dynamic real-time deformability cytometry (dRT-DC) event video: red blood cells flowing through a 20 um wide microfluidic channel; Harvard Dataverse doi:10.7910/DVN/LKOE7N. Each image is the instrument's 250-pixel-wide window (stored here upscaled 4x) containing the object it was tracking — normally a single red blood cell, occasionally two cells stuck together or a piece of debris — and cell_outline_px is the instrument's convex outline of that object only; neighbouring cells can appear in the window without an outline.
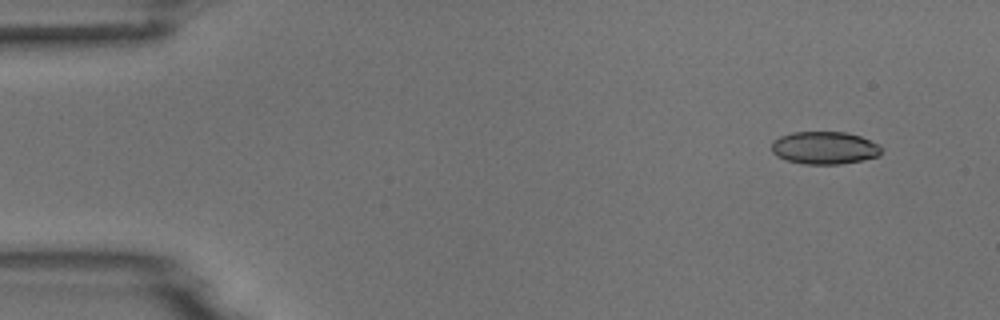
{"species": "common noctule bat (a hibernating species)", "species_latin": "Nyctalus noctula", "temperature_condition": "room temperature", "stored_images_in_passage": 6, "camera_frame_rate_fps": 3000, "um_per_image_px": 0.085, "animal": {"sex": "male", "body_mass_g": 18.8}, "frame": {"image": 1, "passage_image": 2, "time_ms": 1.333, "image_size_px": [1000, 320], "cell_outline_px": [[884, 148], [880, 156], [864, 160], [840, 164], [804, 164], [788, 160], [776, 156], [772, 152], [772, 140], [780, 136], [792, 132], [844, 132], [860, 136], [880, 144]], "centroid_in_image_um": [70.12, 12.57], "position_along_channel_um": 14.9, "area_um2": 21.15}}
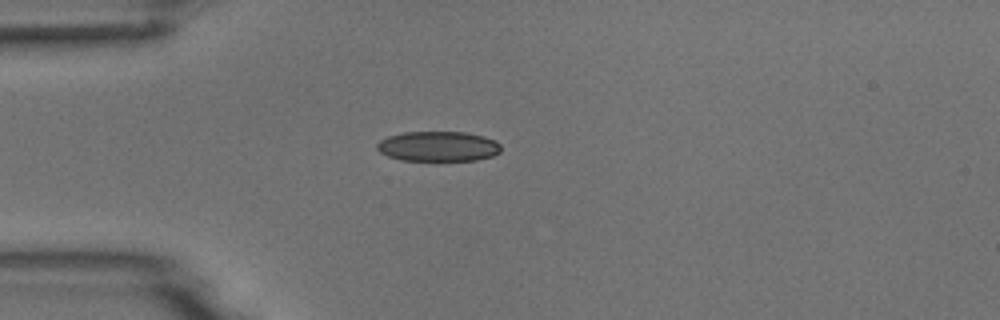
{"frame": {"image": 2, "passage_image": 5, "time_ms": 4.667, "image_size_px": [1000, 320], "cell_outline_px": [[500, 152], [492, 156], [476, 160], [400, 160], [388, 156], [380, 152], [376, 148], [376, 144], [380, 140], [388, 136], [404, 132], [464, 132], [484, 136], [496, 140], [500, 144]], "centroid_in_image_um": [37.24, 12.43], "position_along_channel_um": 47.8, "area_um2": 21.73}}